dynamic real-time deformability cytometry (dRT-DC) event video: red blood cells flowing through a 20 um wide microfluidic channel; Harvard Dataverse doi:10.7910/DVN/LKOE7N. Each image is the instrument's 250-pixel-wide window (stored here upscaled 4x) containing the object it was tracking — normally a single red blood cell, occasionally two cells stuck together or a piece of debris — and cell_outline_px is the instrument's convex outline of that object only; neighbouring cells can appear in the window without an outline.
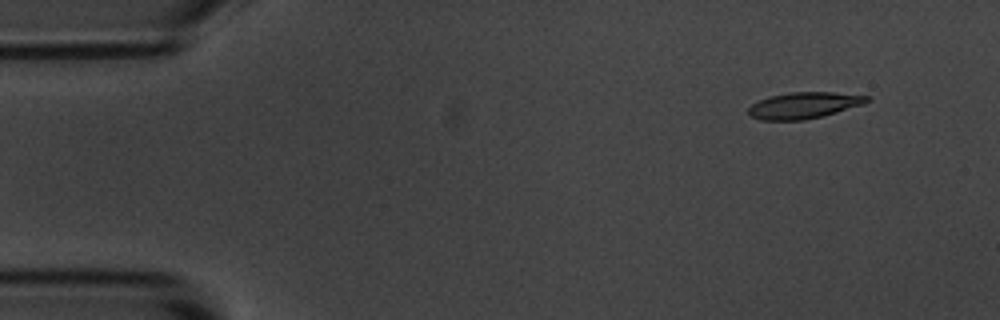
{"species": "common noctule bat (a hibernating species)", "species_latin": "Nyctalus noctula", "temperature_condition": "room temperature", "stored_images_in_passage": 5, "segment_of_instrument_passage": [2, 2], "camera_frame_rate_fps": 3000, "um_per_image_px": 0.085, "animal": {"sex": "male", "body_mass_g": 20.1, "forearm_length_mm": 53.5}, "frame": {"image": 1, "passage_image": 5, "time_ms": 4.667, "image_size_px": [1000, 320], "cell_outline_px": [[872, 100], [864, 104], [824, 116], [804, 120], [760, 120], [752, 116], [748, 112], [748, 108], [752, 104], [760, 100], [772, 96], [792, 92], [832, 92], [868, 96]], "centroid_in_image_um": [68.37, 8.96], "position_along_channel_um": 16.6, "area_um2": 18.09}}